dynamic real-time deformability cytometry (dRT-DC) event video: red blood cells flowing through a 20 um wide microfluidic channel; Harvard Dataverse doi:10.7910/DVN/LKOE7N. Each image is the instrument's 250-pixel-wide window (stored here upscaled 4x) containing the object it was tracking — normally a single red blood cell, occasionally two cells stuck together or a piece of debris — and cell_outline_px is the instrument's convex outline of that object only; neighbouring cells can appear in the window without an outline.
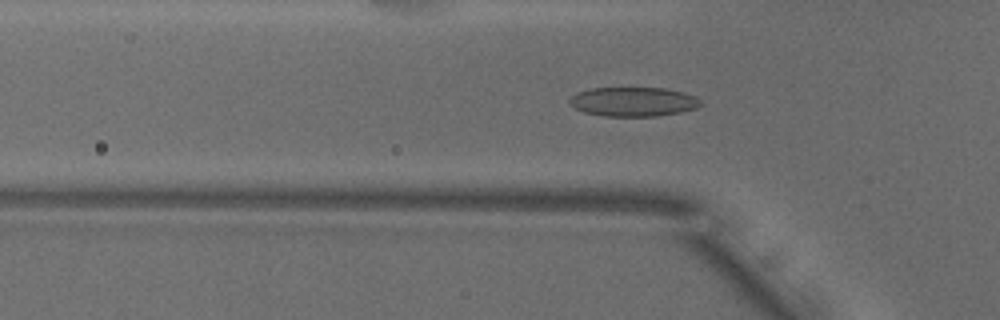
{"species": "common noctule bat (a hibernating species)", "species_latin": "Nyctalus noctula", "temperature_condition": "warm", "stored_images_in_passage": 52, "camera_frame_rate_fps": 3000, "um_per_image_px": 0.085, "animal": {"sex": "male", "body_mass_g": 18.8}, "frame": {"image": 1, "passage_image": 16, "time_ms": 5.0, "image_size_px": [1000, 320], "cell_outline_px": [[704, 104], [696, 108], [680, 112], [656, 116], [604, 116], [584, 112], [568, 104], [568, 100], [576, 92], [592, 88], [664, 88], [684, 92], [696, 96]], "centroid_in_image_um": [53.84, 8.64], "position_along_channel_um": 72.0, "area_um2": 22.48}}
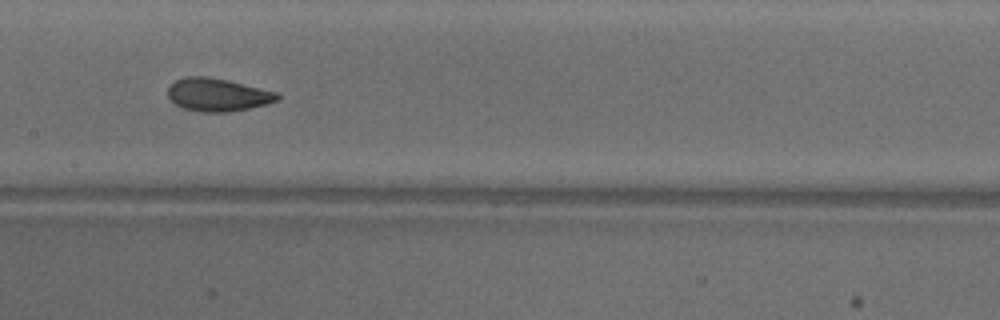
{"frame": {"image": 2, "passage_image": 25, "time_ms": 8.0, "image_size_px": [1000, 320], "cell_outline_px": [[280, 100], [248, 108], [228, 112], [200, 112], [184, 108], [176, 104], [168, 96], [168, 88], [176, 80], [184, 76], [208, 76], [228, 80], [276, 92], [280, 96]], "centroid_in_image_um": [18.49, 8.04], "position_along_channel_um": 188.9, "area_um2": 20.87}}
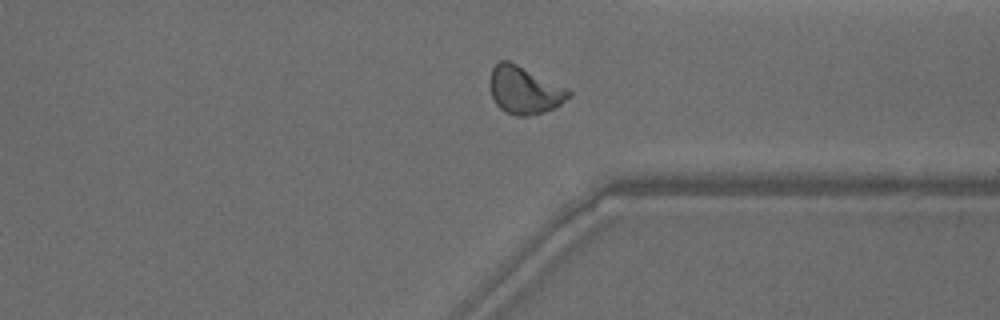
{"frame": {"image": 3, "passage_image": 39, "time_ms": 12.667, "image_size_px": [1000, 320], "cell_outline_px": [[572, 92], [560, 104], [544, 112], [524, 116], [516, 116], [504, 112], [496, 104], [492, 96], [488, 84], [488, 80], [492, 68], [500, 60], [508, 60], [568, 88]], "centroid_in_image_um": [44.52, 7.65], "position_along_channel_um": 366.9, "area_um2": 21.79}, "authors_computed_cell_mechanics": {"area_um2": 21.4149, "velocity_mm_per_s": 3.85, "shape_relaxation_time_tau1_ms": 4.0599, "shape_relaxation_time_tau2_ms": 1.2912, "deformation_change_tau1": 0.1479, "deformation_change_tau2": 0.0644}}